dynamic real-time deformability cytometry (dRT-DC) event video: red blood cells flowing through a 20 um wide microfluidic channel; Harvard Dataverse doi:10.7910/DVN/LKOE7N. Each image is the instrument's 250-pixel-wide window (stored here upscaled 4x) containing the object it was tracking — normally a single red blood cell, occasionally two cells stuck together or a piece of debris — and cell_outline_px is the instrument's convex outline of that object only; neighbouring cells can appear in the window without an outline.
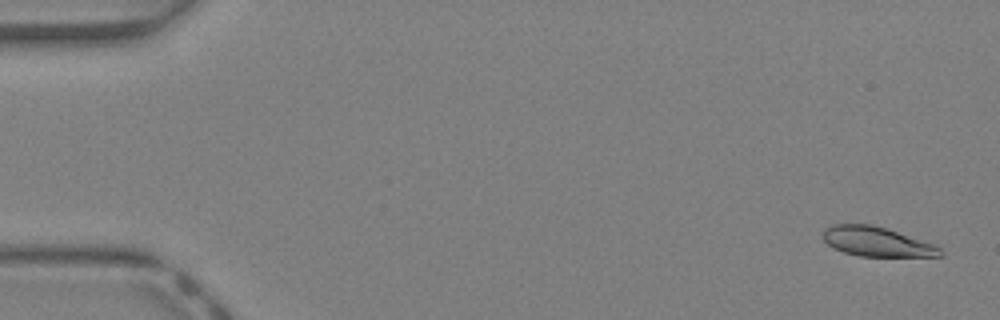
{"species": "Egyptian fruit bat (a non-hibernating species)", "species_latin": "Rousettus aegyptiacus", "temperature_condition": "warm", "stored_images_in_passage": 11, "camera_frame_rate_fps": 3000, "um_per_image_px": 0.085, "animal": {"sex": "female"}, "frame": {"image": 1, "passage_image": 2, "time_ms": 0.333, "image_size_px": [1000, 320], "cell_outline_px": [[944, 256], [860, 256], [844, 252], [828, 244], [824, 240], [824, 228], [832, 224], [872, 224], [936, 244], [944, 252]], "centroid_in_image_um": [74.56, 20.54], "position_along_channel_um": 10.4, "area_um2": 20.06}}